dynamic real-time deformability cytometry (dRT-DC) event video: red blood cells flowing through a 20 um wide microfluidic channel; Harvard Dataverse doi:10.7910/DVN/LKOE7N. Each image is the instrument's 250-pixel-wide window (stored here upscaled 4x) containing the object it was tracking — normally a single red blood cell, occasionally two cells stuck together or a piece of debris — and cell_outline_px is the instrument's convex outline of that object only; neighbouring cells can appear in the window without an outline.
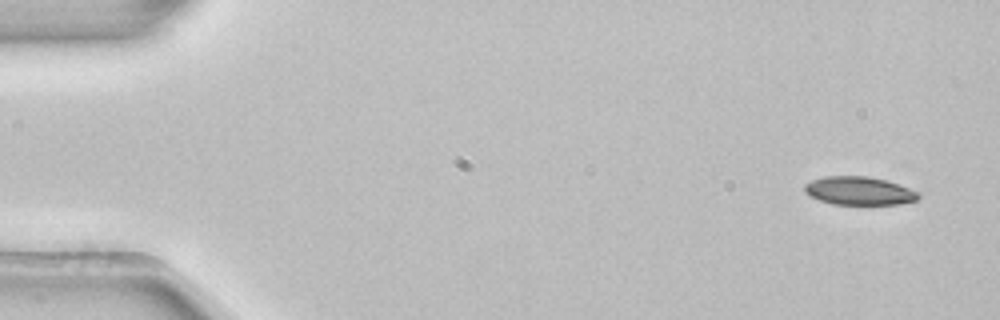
{"species": "common noctule bat (a hibernating species)", "species_latin": "Nyctalus noctula", "temperature_condition": "room temperature", "stored_images_in_passage": 4, "camera_frame_rate_fps": 3000, "um_per_image_px": 0.085, "animal": {"sex": "female", "body_mass_g": 22.7, "forearm_length_mm": 54.2}, "frame": {"image": 1, "passage_image": 1, "time_ms": 0.0, "image_size_px": [1000, 320], "cell_outline_px": [[920, 196], [916, 200], [900, 204], [832, 204], [808, 196], [804, 192], [804, 184], [812, 180], [824, 176], [868, 176], [884, 180], [920, 192]], "centroid_in_image_um": [72.98, 16.22], "position_along_channel_um": 12.0, "area_um2": 18.73}}
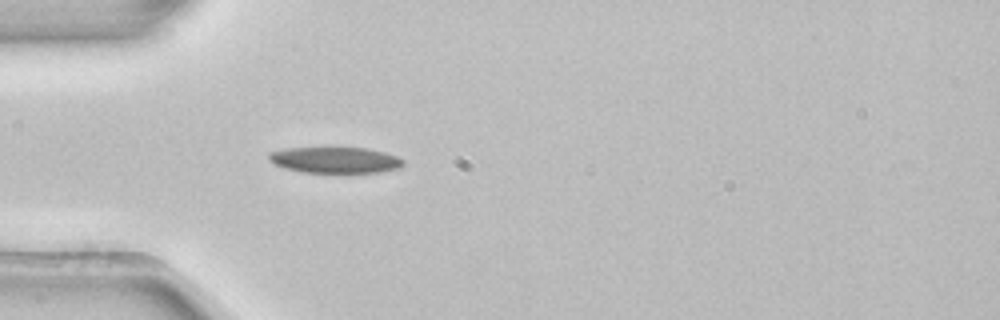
{"frame": {"image": 2, "passage_image": 4, "time_ms": 1.0, "image_size_px": [1000, 320], "cell_outline_px": [[404, 164], [400, 168], [380, 172], [348, 176], [304, 172], [284, 168], [268, 160], [268, 152], [288, 148], [368, 148], [384, 152], [396, 156], [404, 160]], "centroid_in_image_um": [28.53, 13.66], "position_along_channel_um": 56.5, "area_um2": 21.39}}